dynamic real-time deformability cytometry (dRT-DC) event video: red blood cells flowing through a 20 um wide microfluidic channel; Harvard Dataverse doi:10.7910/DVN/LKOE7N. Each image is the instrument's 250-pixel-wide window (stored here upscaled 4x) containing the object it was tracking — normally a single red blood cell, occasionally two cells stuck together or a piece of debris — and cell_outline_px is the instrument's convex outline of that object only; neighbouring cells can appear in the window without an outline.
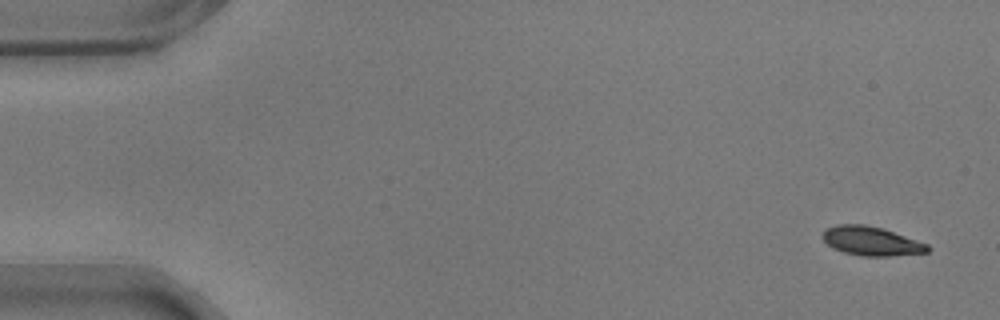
{"species": "common noctule bat (a hibernating species)", "species_latin": "Nyctalus noctula", "temperature_condition": "warm", "stored_images_in_passage": 56, "camera_frame_rate_fps": 3000, "um_per_image_px": 0.085, "animal": {"sex": "male", "body_mass_g": 17.9}, "frame": {"image": 1, "passage_image": 1, "time_ms": 0.0, "image_size_px": [1000, 320], "cell_outline_px": [[932, 248], [928, 252], [888, 256], [860, 256], [844, 252], [832, 248], [820, 236], [824, 228], [836, 224], [864, 224], [884, 228], [928, 244]], "centroid_in_image_um": [74.03, 20.48], "position_along_channel_um": 11.0, "area_um2": 18.03}}
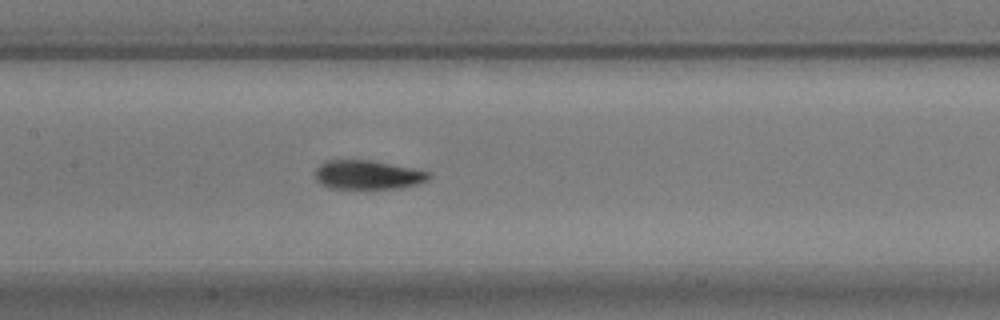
{"frame": {"image": 2, "passage_image": 26, "time_ms": 8.333, "image_size_px": [1000, 320], "cell_outline_px": [[432, 176], [428, 180], [416, 184], [400, 188], [328, 188], [316, 180], [316, 168], [324, 160], [372, 160], [412, 168], [428, 172]], "centroid_in_image_um": [31.24, 14.85], "position_along_channel_um": 176.2, "area_um2": 19.13}}
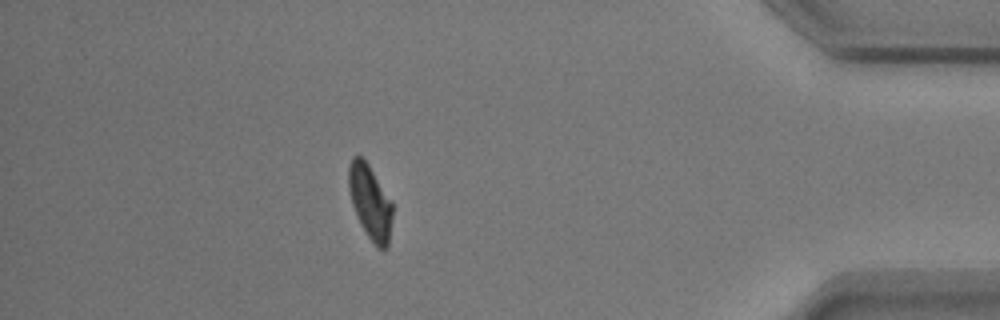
{"frame": {"image": 3, "passage_image": 49, "time_ms": 16.0, "image_size_px": [1000, 320], "cell_outline_px": [[392, 216], [388, 248], [384, 252], [376, 248], [368, 236], [352, 204], [348, 188], [348, 168], [352, 156], [360, 156], [368, 164], [392, 204]], "centroid_in_image_um": [31.46, 17.22], "position_along_channel_um": 403.7, "area_um2": 18.61}, "authors_computed_cell_mechanics": {"area_um2": 18.9295, "velocity_mm_per_s": 3.5372, "shape_relaxation_time_tau1_ms": 2.7627, "shape_relaxation_time_tau2_ms": 2.768, "deformation_change_tau1": 0.1371, "deformation_change_tau2": 0.0532}}